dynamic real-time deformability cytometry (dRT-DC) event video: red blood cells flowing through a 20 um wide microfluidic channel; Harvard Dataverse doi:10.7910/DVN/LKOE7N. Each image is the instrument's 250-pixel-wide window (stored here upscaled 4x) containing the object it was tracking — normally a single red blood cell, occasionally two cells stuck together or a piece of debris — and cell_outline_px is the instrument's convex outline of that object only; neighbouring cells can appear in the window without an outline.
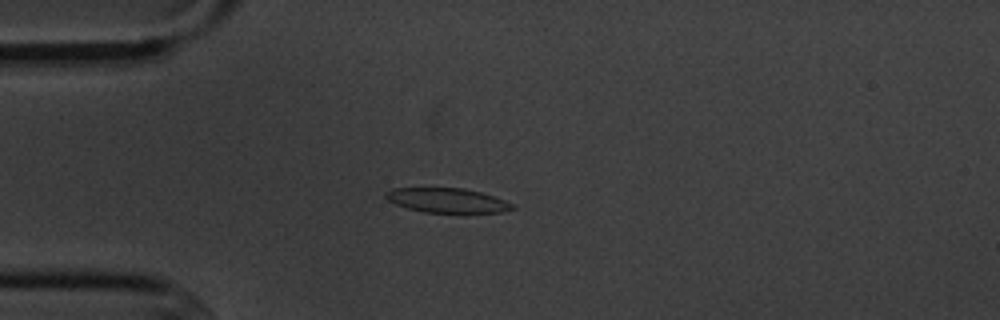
{"species": "common noctule bat (a hibernating species)", "species_latin": "Nyctalus noctula", "temperature_condition": "cold", "stored_images_in_passage": 14, "camera_frame_rate_fps": 3000, "um_per_image_px": 0.085, "animal": {"sex": "male", "body_mass_g": 20.1, "forearm_length_mm": 53.5}, "frame": {"image": 1, "passage_image": 3, "time_ms": 3.333, "image_size_px": [1000, 320], "cell_outline_px": [[516, 208], [500, 212], [424, 212], [408, 208], [396, 204], [388, 200], [384, 196], [384, 192], [392, 188], [464, 188], [480, 192], [516, 204]], "centroid_in_image_um": [38.0, 17.02], "position_along_channel_um": 47.0, "area_um2": 17.98}}
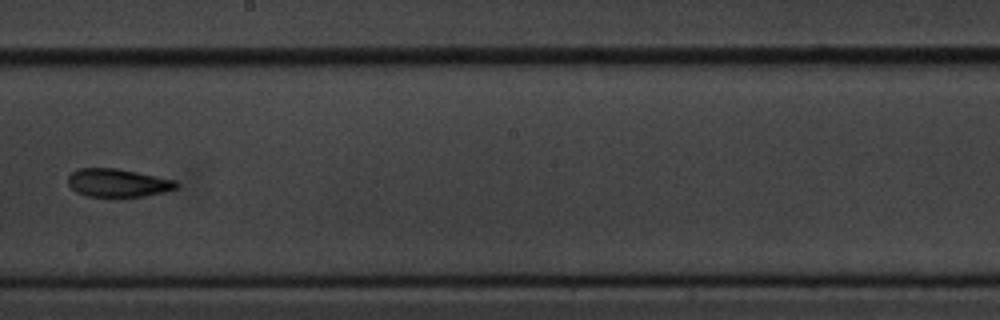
{"frame": {"image": 2, "passage_image": 8, "time_ms": 9.0, "image_size_px": [1000, 320], "cell_outline_px": [[180, 184], [176, 188], [164, 192], [144, 196], [84, 196], [76, 192], [68, 184], [68, 176], [72, 172], [80, 168], [116, 168], [176, 180]], "centroid_in_image_um": [10.01, 15.54], "position_along_channel_um": 238.2, "area_um2": 17.69}}
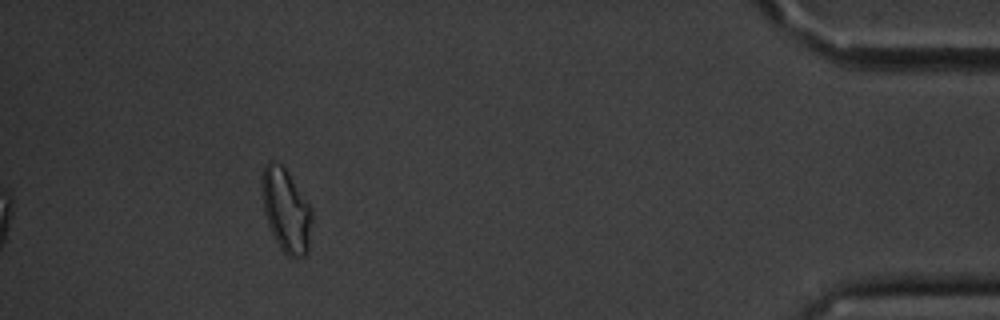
{"frame": {"image": 3, "passage_image": 13, "time_ms": 15.333, "image_size_px": [1000, 320], "cell_outline_px": [[312, 220], [308, 252], [304, 256], [292, 260], [280, 248], [268, 224], [264, 212], [260, 188], [260, 184], [264, 164], [268, 160], [272, 160], [280, 164], [284, 168], [312, 208]], "centroid_in_image_um": [24.3, 17.89], "position_along_channel_um": 410.9, "area_um2": 24.57}, "authors_computed_cell_mechanics": {"area_um2": 18.4671, "velocity_mm_per_s": 3.6297, "shape_relaxation_time_tau1_ms": 3.5627, "shape_relaxation_time_tau2_ms": 2.6046, "deformation_change_tau1": 0.1045, "deformation_change_tau2": 0.0834}}